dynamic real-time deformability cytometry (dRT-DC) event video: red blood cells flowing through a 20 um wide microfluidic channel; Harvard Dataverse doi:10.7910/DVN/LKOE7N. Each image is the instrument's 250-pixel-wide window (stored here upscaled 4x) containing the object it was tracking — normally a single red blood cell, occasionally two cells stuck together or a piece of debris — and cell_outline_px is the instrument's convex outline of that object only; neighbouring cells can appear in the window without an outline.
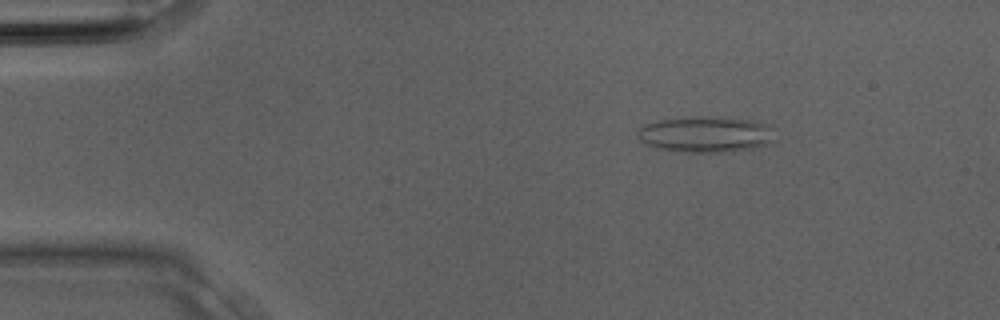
{"species": "Egyptian fruit bat (a non-hibernating species)", "species_latin": "Rousettus aegyptiacus", "temperature_condition": "room temperature", "stored_images_in_passage": 32, "camera_frame_rate_fps": 3000, "um_per_image_px": 0.085, "animal": {"sex": "male"}, "frame": {"image": 1, "passage_image": 5, "time_ms": 1.333, "image_size_px": [1000, 320], "cell_outline_px": [[776, 140], [772, 144], [752, 148], [728, 152], [676, 152], [656, 148], [644, 144], [636, 136], [636, 132], [644, 124], [656, 120], [684, 116], [720, 116], [752, 120], [764, 124], [772, 128]], "centroid_in_image_um": [59.96, 11.41], "position_along_channel_um": 25.0, "area_um2": 29.71}}
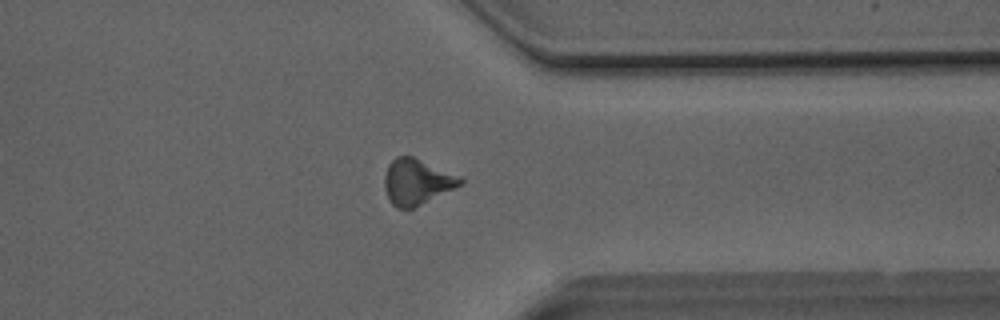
{"frame": {"image": 2, "passage_image": 25, "time_ms": 8.0, "image_size_px": [1000, 320], "cell_outline_px": [[464, 184], [456, 188], [412, 208], [396, 208], [392, 204], [384, 188], [384, 176], [388, 164], [396, 156], [412, 156], [464, 176]], "centroid_in_image_um": [35.48, 15.43], "position_along_channel_um": 375.9, "area_um2": 20.46}}
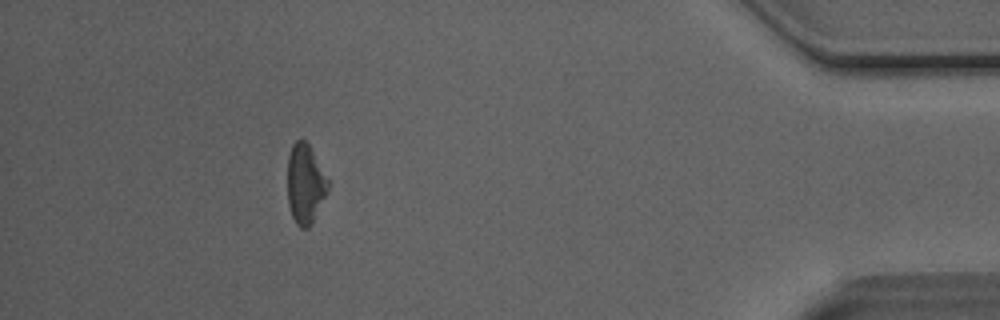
{"frame": {"image": 3, "passage_image": 29, "time_ms": 9.333, "image_size_px": [1000, 320], "cell_outline_px": [[328, 192], [312, 224], [308, 228], [300, 228], [296, 224], [292, 216], [288, 204], [288, 156], [292, 144], [296, 140], [304, 140], [308, 144], [328, 180]], "centroid_in_image_um": [25.94, 15.67], "position_along_channel_um": 409.3, "area_um2": 18.67}}